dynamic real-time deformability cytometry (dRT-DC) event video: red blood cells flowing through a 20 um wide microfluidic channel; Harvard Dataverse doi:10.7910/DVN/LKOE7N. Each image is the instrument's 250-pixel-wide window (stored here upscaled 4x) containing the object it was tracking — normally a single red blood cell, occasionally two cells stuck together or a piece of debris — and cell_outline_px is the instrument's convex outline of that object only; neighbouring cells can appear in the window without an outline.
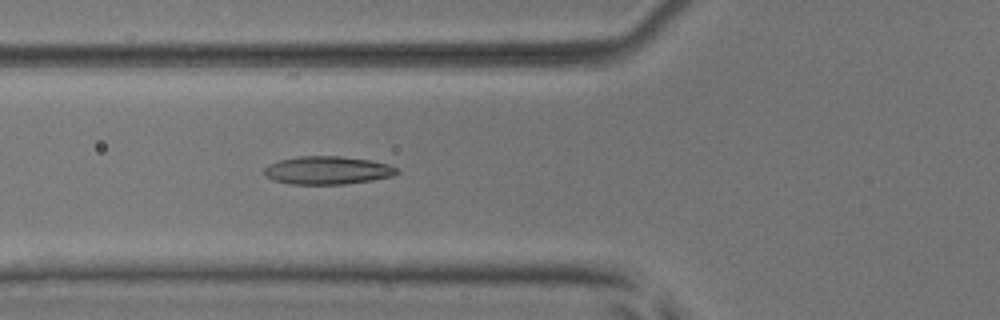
{"species": "common noctule bat (a hibernating species)", "species_latin": "Nyctalus noctula", "temperature_condition": "room temperature", "stored_images_in_passage": 5, "camera_frame_rate_fps": 3000, "um_per_image_px": 0.085, "animal": {"sex": "male", "body_mass_g": 17.9, "forearm_length_mm": 54.2}, "frame": {"image": 1, "passage_image": 5, "time_ms": 4.667, "image_size_px": [1000, 320], "cell_outline_px": [[400, 172], [392, 176], [372, 180], [344, 184], [292, 184], [272, 180], [264, 176], [264, 168], [268, 164], [280, 160], [300, 156], [340, 156], [372, 160], [388, 164], [396, 168]], "centroid_in_image_um": [27.82, 14.47], "position_along_channel_um": 98.0, "area_um2": 21.79}}